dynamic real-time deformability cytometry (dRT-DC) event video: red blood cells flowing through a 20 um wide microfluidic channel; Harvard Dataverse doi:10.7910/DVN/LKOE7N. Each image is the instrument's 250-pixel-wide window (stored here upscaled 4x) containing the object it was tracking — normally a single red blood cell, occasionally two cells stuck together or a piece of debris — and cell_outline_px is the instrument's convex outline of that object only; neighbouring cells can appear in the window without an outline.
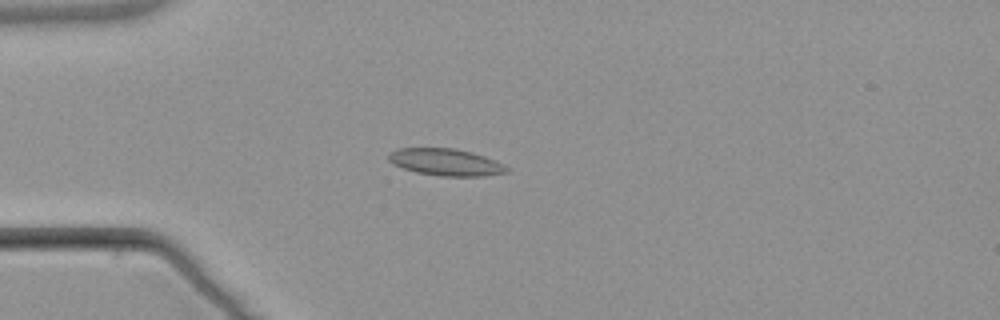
{"species": "common noctule bat (a hibernating species)", "species_latin": "Nyctalus noctula", "temperature_condition": "warm", "stored_images_in_passage": 5, "camera_frame_rate_fps": 3000, "um_per_image_px": 0.085, "animal": {"sex": "male", "body_mass_g": 21.5, "forearm_length_mm": 52.0}, "frame": {"image": 1, "passage_image": 4, "time_ms": 4.667, "image_size_px": [1000, 320], "cell_outline_px": [[512, 168], [508, 172], [484, 176], [440, 176], [416, 172], [392, 164], [388, 160], [388, 156], [396, 148], [456, 148], [472, 152], [484, 156], [504, 164]], "centroid_in_image_um": [37.92, 13.78], "position_along_channel_um": 47.1, "area_um2": 18.67}}